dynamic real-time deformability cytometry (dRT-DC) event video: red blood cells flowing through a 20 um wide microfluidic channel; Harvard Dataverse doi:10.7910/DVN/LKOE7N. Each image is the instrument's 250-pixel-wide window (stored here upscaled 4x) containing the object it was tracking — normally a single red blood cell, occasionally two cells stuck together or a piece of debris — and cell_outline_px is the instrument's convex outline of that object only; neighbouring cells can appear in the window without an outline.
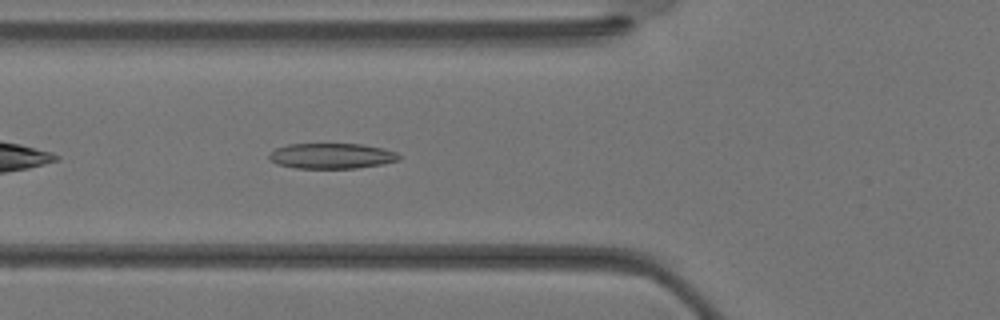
{"species": "Egyptian fruit bat (a non-hibernating species)", "species_latin": "Rousettus aegyptiacus", "temperature_condition": "warm", "stored_images_in_passage": 26, "camera_frame_rate_fps": 3000, "um_per_image_px": 0.085, "animal": {"sex": "female"}, "frame": {"image": 1, "passage_image": 3, "time_ms": 0.667, "image_size_px": [1000, 320], "cell_outline_px": [[400, 160], [384, 164], [356, 168], [296, 168], [276, 164], [268, 156], [276, 148], [288, 144], [360, 144], [384, 148], [396, 152], [400, 156]], "centroid_in_image_um": [28.22, 13.25], "position_along_channel_um": 97.6, "area_um2": 19.25}}
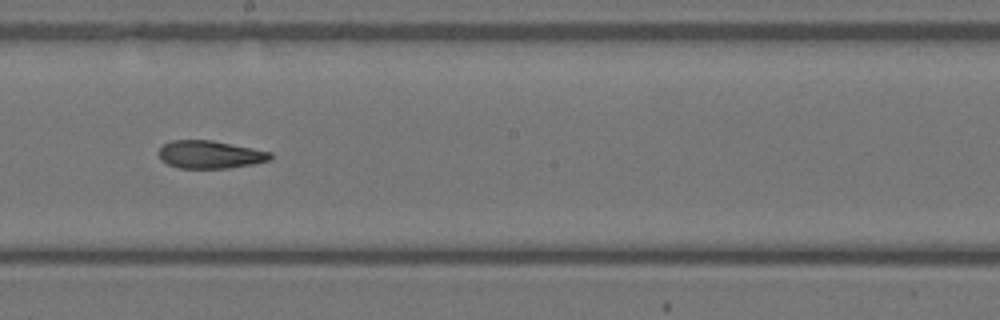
{"frame": {"image": 2, "passage_image": 10, "time_ms": 3.0, "image_size_px": [1000, 320], "cell_outline_px": [[272, 160], [252, 164], [228, 168], [180, 168], [168, 164], [156, 152], [164, 144], [172, 140], [212, 140], [272, 152]], "centroid_in_image_um": [17.87, 13.13], "position_along_channel_um": 230.3, "area_um2": 18.03}}
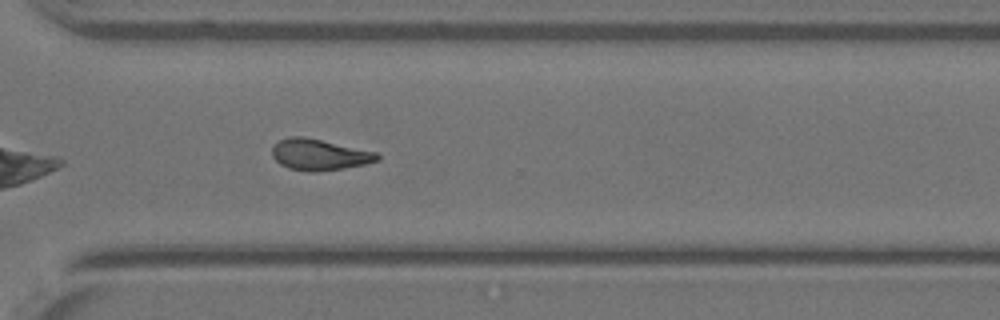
{"frame": {"image": 3, "passage_image": 16, "time_ms": 5.0, "image_size_px": [1000, 320], "cell_outline_px": [[380, 160], [364, 164], [344, 168], [316, 172], [312, 172], [288, 168], [280, 164], [272, 156], [272, 148], [280, 140], [292, 136], [304, 136], [380, 152]], "centroid_in_image_um": [27.19, 13.14], "position_along_channel_um": 343.4, "area_um2": 19.25}}